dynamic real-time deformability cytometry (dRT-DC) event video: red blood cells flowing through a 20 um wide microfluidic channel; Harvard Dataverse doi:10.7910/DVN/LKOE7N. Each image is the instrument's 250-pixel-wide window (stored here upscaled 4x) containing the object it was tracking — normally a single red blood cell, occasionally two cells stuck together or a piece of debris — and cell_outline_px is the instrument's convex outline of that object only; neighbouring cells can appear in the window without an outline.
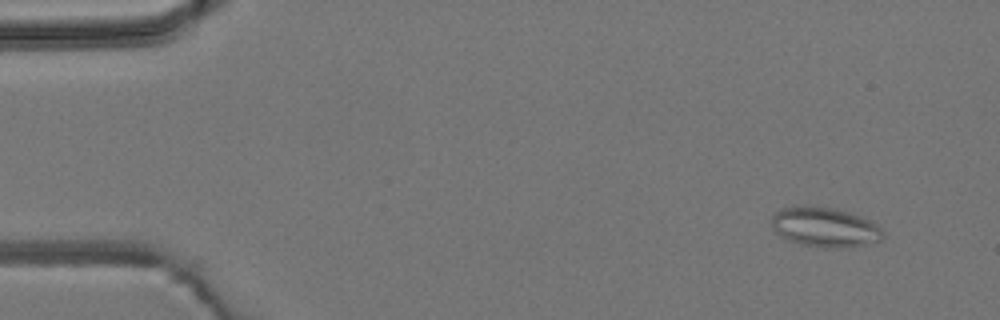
{"species": "common noctule bat (a hibernating species)", "species_latin": "Nyctalus noctula", "temperature_condition": "room temperature", "stored_images_in_passage": 5, "camera_frame_rate_fps": 3000, "um_per_image_px": 0.085, "animal": {"sex": "male", "body_mass_g": 19.2, "forearm_length_mm": 51.8}, "frame": {"image": 1, "passage_image": 1, "time_ms": 0.0, "image_size_px": [1000, 320], "cell_outline_px": [[884, 236], [880, 240], [864, 244], [828, 248], [800, 244], [788, 240], [780, 236], [772, 228], [772, 216], [780, 208], [792, 204], [808, 204], [836, 208], [852, 212], [876, 224], [884, 232]], "centroid_in_image_um": [70.05, 19.25], "position_along_channel_um": 15.0, "area_um2": 26.13}}